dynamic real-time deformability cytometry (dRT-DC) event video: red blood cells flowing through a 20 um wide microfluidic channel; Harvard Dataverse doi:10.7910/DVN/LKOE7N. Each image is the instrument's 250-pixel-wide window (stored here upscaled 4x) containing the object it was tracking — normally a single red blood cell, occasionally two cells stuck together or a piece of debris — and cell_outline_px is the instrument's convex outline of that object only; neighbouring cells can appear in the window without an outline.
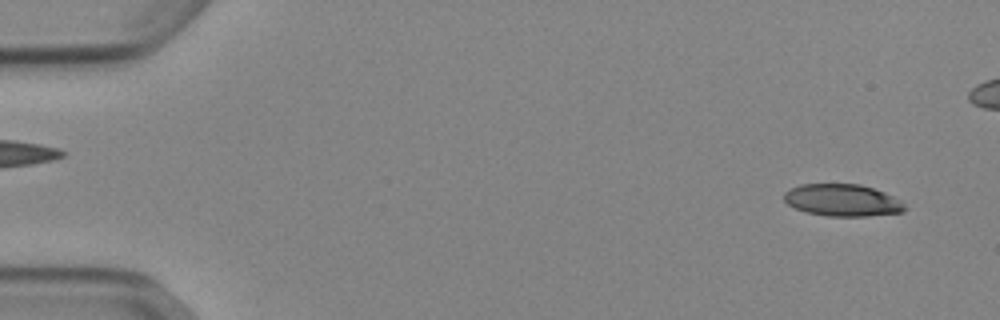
{"species": "Egyptian fruit bat (a non-hibernating species)", "species_latin": "Rousettus aegyptiacus", "temperature_condition": "cold", "stored_images_in_passage": 48, "camera_frame_rate_fps": 3000, "um_per_image_px": 0.085, "animal": {"sex": "female"}, "frame": {"image": 1, "passage_image": 3, "time_ms": 0.667, "image_size_px": [1000, 320], "cell_outline_px": [[908, 208], [904, 212], [868, 216], [828, 216], [804, 212], [788, 204], [784, 200], [784, 192], [800, 184], [860, 184], [884, 192], [900, 200]], "centroid_in_image_um": [71.62, 17.02], "position_along_channel_um": 13.4, "area_um2": 22.6}}
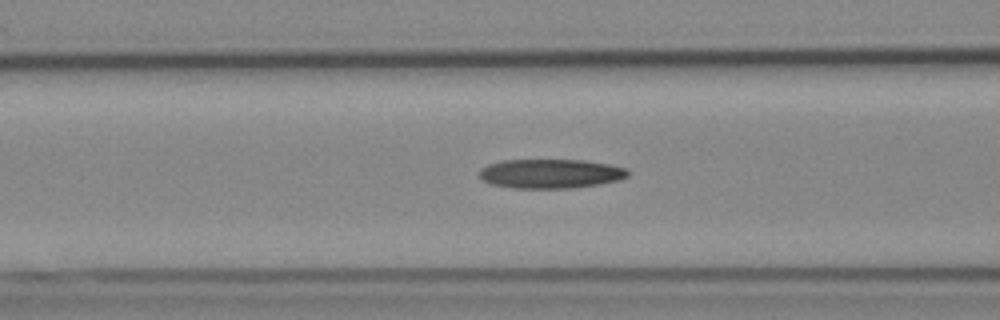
{"frame": {"image": 2, "passage_image": 21, "time_ms": 6.667, "image_size_px": [1000, 320], "cell_outline_px": [[628, 176], [620, 180], [600, 184], [572, 188], [512, 188], [488, 184], [480, 180], [480, 168], [488, 164], [504, 160], [584, 160], [612, 164], [628, 168]], "centroid_in_image_um": [46.8, 14.76], "position_along_channel_um": 119.8, "area_um2": 25.72}}
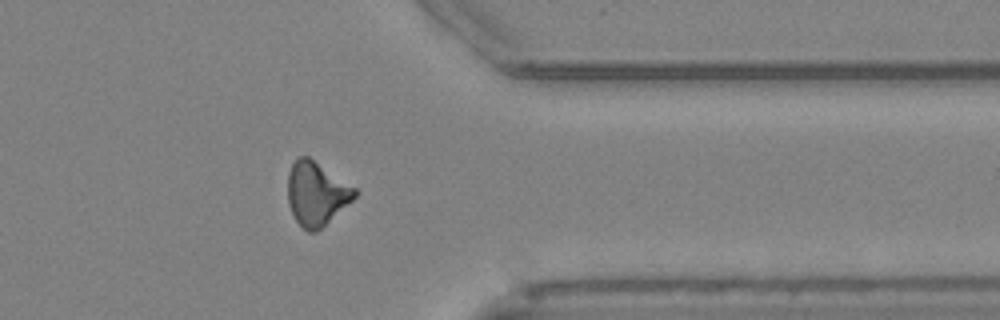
{"frame": {"image": 3, "passage_image": 42, "time_ms": 13.667, "image_size_px": [1000, 320], "cell_outline_px": [[356, 196], [352, 200], [316, 232], [308, 232], [296, 220], [288, 204], [288, 172], [296, 156], [308, 156], [356, 188]], "centroid_in_image_um": [26.87, 16.43], "position_along_channel_um": 384.5, "area_um2": 24.51}}